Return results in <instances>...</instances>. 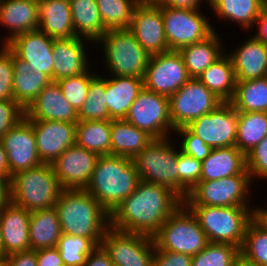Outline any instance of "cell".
<instances>
[{
    "instance_id": "cell-21",
    "label": "cell",
    "mask_w": 267,
    "mask_h": 266,
    "mask_svg": "<svg viewBox=\"0 0 267 266\" xmlns=\"http://www.w3.org/2000/svg\"><path fill=\"white\" fill-rule=\"evenodd\" d=\"M28 120L78 122V112L64 97L56 81H51L25 109Z\"/></svg>"
},
{
    "instance_id": "cell-62",
    "label": "cell",
    "mask_w": 267,
    "mask_h": 266,
    "mask_svg": "<svg viewBox=\"0 0 267 266\" xmlns=\"http://www.w3.org/2000/svg\"><path fill=\"white\" fill-rule=\"evenodd\" d=\"M0 266H7L6 256H0Z\"/></svg>"
},
{
    "instance_id": "cell-13",
    "label": "cell",
    "mask_w": 267,
    "mask_h": 266,
    "mask_svg": "<svg viewBox=\"0 0 267 266\" xmlns=\"http://www.w3.org/2000/svg\"><path fill=\"white\" fill-rule=\"evenodd\" d=\"M101 245L113 264L118 266H152L155 252L153 238L109 228Z\"/></svg>"
},
{
    "instance_id": "cell-41",
    "label": "cell",
    "mask_w": 267,
    "mask_h": 266,
    "mask_svg": "<svg viewBox=\"0 0 267 266\" xmlns=\"http://www.w3.org/2000/svg\"><path fill=\"white\" fill-rule=\"evenodd\" d=\"M240 253L260 266H267V228L256 218L246 229Z\"/></svg>"
},
{
    "instance_id": "cell-20",
    "label": "cell",
    "mask_w": 267,
    "mask_h": 266,
    "mask_svg": "<svg viewBox=\"0 0 267 266\" xmlns=\"http://www.w3.org/2000/svg\"><path fill=\"white\" fill-rule=\"evenodd\" d=\"M34 130L39 157L52 164L66 149L75 145L77 123L29 120Z\"/></svg>"
},
{
    "instance_id": "cell-57",
    "label": "cell",
    "mask_w": 267,
    "mask_h": 266,
    "mask_svg": "<svg viewBox=\"0 0 267 266\" xmlns=\"http://www.w3.org/2000/svg\"><path fill=\"white\" fill-rule=\"evenodd\" d=\"M0 175L11 179V175L9 174V166L6 159V152L3 148V144L0 139Z\"/></svg>"
},
{
    "instance_id": "cell-50",
    "label": "cell",
    "mask_w": 267,
    "mask_h": 266,
    "mask_svg": "<svg viewBox=\"0 0 267 266\" xmlns=\"http://www.w3.org/2000/svg\"><path fill=\"white\" fill-rule=\"evenodd\" d=\"M192 255L155 249L152 266H191Z\"/></svg>"
},
{
    "instance_id": "cell-25",
    "label": "cell",
    "mask_w": 267,
    "mask_h": 266,
    "mask_svg": "<svg viewBox=\"0 0 267 266\" xmlns=\"http://www.w3.org/2000/svg\"><path fill=\"white\" fill-rule=\"evenodd\" d=\"M0 25L8 29L2 44L39 27L38 0H0Z\"/></svg>"
},
{
    "instance_id": "cell-26",
    "label": "cell",
    "mask_w": 267,
    "mask_h": 266,
    "mask_svg": "<svg viewBox=\"0 0 267 266\" xmlns=\"http://www.w3.org/2000/svg\"><path fill=\"white\" fill-rule=\"evenodd\" d=\"M144 88L143 78L134 76H105V96L109 120L125 119L138 94Z\"/></svg>"
},
{
    "instance_id": "cell-60",
    "label": "cell",
    "mask_w": 267,
    "mask_h": 266,
    "mask_svg": "<svg viewBox=\"0 0 267 266\" xmlns=\"http://www.w3.org/2000/svg\"><path fill=\"white\" fill-rule=\"evenodd\" d=\"M160 0H137L138 3L157 4Z\"/></svg>"
},
{
    "instance_id": "cell-47",
    "label": "cell",
    "mask_w": 267,
    "mask_h": 266,
    "mask_svg": "<svg viewBox=\"0 0 267 266\" xmlns=\"http://www.w3.org/2000/svg\"><path fill=\"white\" fill-rule=\"evenodd\" d=\"M0 48V100H14L13 89V52L6 46Z\"/></svg>"
},
{
    "instance_id": "cell-59",
    "label": "cell",
    "mask_w": 267,
    "mask_h": 266,
    "mask_svg": "<svg viewBox=\"0 0 267 266\" xmlns=\"http://www.w3.org/2000/svg\"><path fill=\"white\" fill-rule=\"evenodd\" d=\"M258 207V208H257ZM255 207L254 216L256 219H267V208L260 205Z\"/></svg>"
},
{
    "instance_id": "cell-22",
    "label": "cell",
    "mask_w": 267,
    "mask_h": 266,
    "mask_svg": "<svg viewBox=\"0 0 267 266\" xmlns=\"http://www.w3.org/2000/svg\"><path fill=\"white\" fill-rule=\"evenodd\" d=\"M87 40L81 37L68 39H54L52 57H53V81L60 78L76 76L91 70L88 55L86 54Z\"/></svg>"
},
{
    "instance_id": "cell-55",
    "label": "cell",
    "mask_w": 267,
    "mask_h": 266,
    "mask_svg": "<svg viewBox=\"0 0 267 266\" xmlns=\"http://www.w3.org/2000/svg\"><path fill=\"white\" fill-rule=\"evenodd\" d=\"M204 1L209 5V0H160L157 4L173 8L200 9Z\"/></svg>"
},
{
    "instance_id": "cell-9",
    "label": "cell",
    "mask_w": 267,
    "mask_h": 266,
    "mask_svg": "<svg viewBox=\"0 0 267 266\" xmlns=\"http://www.w3.org/2000/svg\"><path fill=\"white\" fill-rule=\"evenodd\" d=\"M252 183L249 174L200 181L190 190L184 199V204L216 207H251L249 197L251 190L249 189L254 186Z\"/></svg>"
},
{
    "instance_id": "cell-32",
    "label": "cell",
    "mask_w": 267,
    "mask_h": 266,
    "mask_svg": "<svg viewBox=\"0 0 267 266\" xmlns=\"http://www.w3.org/2000/svg\"><path fill=\"white\" fill-rule=\"evenodd\" d=\"M61 227L55 207L30 212V249L57 247L61 237Z\"/></svg>"
},
{
    "instance_id": "cell-24",
    "label": "cell",
    "mask_w": 267,
    "mask_h": 266,
    "mask_svg": "<svg viewBox=\"0 0 267 266\" xmlns=\"http://www.w3.org/2000/svg\"><path fill=\"white\" fill-rule=\"evenodd\" d=\"M229 52L236 81L267 76V46L253 36Z\"/></svg>"
},
{
    "instance_id": "cell-29",
    "label": "cell",
    "mask_w": 267,
    "mask_h": 266,
    "mask_svg": "<svg viewBox=\"0 0 267 266\" xmlns=\"http://www.w3.org/2000/svg\"><path fill=\"white\" fill-rule=\"evenodd\" d=\"M153 140L125 119L111 120V155L134 159Z\"/></svg>"
},
{
    "instance_id": "cell-58",
    "label": "cell",
    "mask_w": 267,
    "mask_h": 266,
    "mask_svg": "<svg viewBox=\"0 0 267 266\" xmlns=\"http://www.w3.org/2000/svg\"><path fill=\"white\" fill-rule=\"evenodd\" d=\"M233 266H260V265L252 260H249L242 253H239L234 259Z\"/></svg>"
},
{
    "instance_id": "cell-44",
    "label": "cell",
    "mask_w": 267,
    "mask_h": 266,
    "mask_svg": "<svg viewBox=\"0 0 267 266\" xmlns=\"http://www.w3.org/2000/svg\"><path fill=\"white\" fill-rule=\"evenodd\" d=\"M94 72H85L76 76L60 78L58 83L62 94L78 112L87 98L90 81L97 75Z\"/></svg>"
},
{
    "instance_id": "cell-10",
    "label": "cell",
    "mask_w": 267,
    "mask_h": 266,
    "mask_svg": "<svg viewBox=\"0 0 267 266\" xmlns=\"http://www.w3.org/2000/svg\"><path fill=\"white\" fill-rule=\"evenodd\" d=\"M202 10L173 8L162 5L164 29L169 50L179 51L183 47L202 41L214 31L209 18Z\"/></svg>"
},
{
    "instance_id": "cell-37",
    "label": "cell",
    "mask_w": 267,
    "mask_h": 266,
    "mask_svg": "<svg viewBox=\"0 0 267 266\" xmlns=\"http://www.w3.org/2000/svg\"><path fill=\"white\" fill-rule=\"evenodd\" d=\"M230 103L237 111L267 112V76L237 81Z\"/></svg>"
},
{
    "instance_id": "cell-15",
    "label": "cell",
    "mask_w": 267,
    "mask_h": 266,
    "mask_svg": "<svg viewBox=\"0 0 267 266\" xmlns=\"http://www.w3.org/2000/svg\"><path fill=\"white\" fill-rule=\"evenodd\" d=\"M237 120L238 111L230 102H222L187 127L212 149L225 148L235 146Z\"/></svg>"
},
{
    "instance_id": "cell-39",
    "label": "cell",
    "mask_w": 267,
    "mask_h": 266,
    "mask_svg": "<svg viewBox=\"0 0 267 266\" xmlns=\"http://www.w3.org/2000/svg\"><path fill=\"white\" fill-rule=\"evenodd\" d=\"M101 20L107 30L129 29L137 0H96Z\"/></svg>"
},
{
    "instance_id": "cell-51",
    "label": "cell",
    "mask_w": 267,
    "mask_h": 266,
    "mask_svg": "<svg viewBox=\"0 0 267 266\" xmlns=\"http://www.w3.org/2000/svg\"><path fill=\"white\" fill-rule=\"evenodd\" d=\"M37 266H65L60 256L59 249L43 248L37 250Z\"/></svg>"
},
{
    "instance_id": "cell-28",
    "label": "cell",
    "mask_w": 267,
    "mask_h": 266,
    "mask_svg": "<svg viewBox=\"0 0 267 266\" xmlns=\"http://www.w3.org/2000/svg\"><path fill=\"white\" fill-rule=\"evenodd\" d=\"M238 174H249L246 155L236 146L213 148L201 162L200 181L218 180Z\"/></svg>"
},
{
    "instance_id": "cell-49",
    "label": "cell",
    "mask_w": 267,
    "mask_h": 266,
    "mask_svg": "<svg viewBox=\"0 0 267 266\" xmlns=\"http://www.w3.org/2000/svg\"><path fill=\"white\" fill-rule=\"evenodd\" d=\"M25 117V110L14 100H0V138Z\"/></svg>"
},
{
    "instance_id": "cell-2",
    "label": "cell",
    "mask_w": 267,
    "mask_h": 266,
    "mask_svg": "<svg viewBox=\"0 0 267 266\" xmlns=\"http://www.w3.org/2000/svg\"><path fill=\"white\" fill-rule=\"evenodd\" d=\"M61 232L90 238L97 246L110 228V213L85 189H63L55 203Z\"/></svg>"
},
{
    "instance_id": "cell-1",
    "label": "cell",
    "mask_w": 267,
    "mask_h": 266,
    "mask_svg": "<svg viewBox=\"0 0 267 266\" xmlns=\"http://www.w3.org/2000/svg\"><path fill=\"white\" fill-rule=\"evenodd\" d=\"M183 203L172 189L140 180L136 189L110 214V227L153 237Z\"/></svg>"
},
{
    "instance_id": "cell-19",
    "label": "cell",
    "mask_w": 267,
    "mask_h": 266,
    "mask_svg": "<svg viewBox=\"0 0 267 266\" xmlns=\"http://www.w3.org/2000/svg\"><path fill=\"white\" fill-rule=\"evenodd\" d=\"M98 158L97 153L74 145L51 165L63 189H85Z\"/></svg>"
},
{
    "instance_id": "cell-23",
    "label": "cell",
    "mask_w": 267,
    "mask_h": 266,
    "mask_svg": "<svg viewBox=\"0 0 267 266\" xmlns=\"http://www.w3.org/2000/svg\"><path fill=\"white\" fill-rule=\"evenodd\" d=\"M30 211L9 202L0 210V229L4 256L30 250Z\"/></svg>"
},
{
    "instance_id": "cell-6",
    "label": "cell",
    "mask_w": 267,
    "mask_h": 266,
    "mask_svg": "<svg viewBox=\"0 0 267 266\" xmlns=\"http://www.w3.org/2000/svg\"><path fill=\"white\" fill-rule=\"evenodd\" d=\"M96 44L103 47L108 75L143 78L150 55L129 29L107 30Z\"/></svg>"
},
{
    "instance_id": "cell-48",
    "label": "cell",
    "mask_w": 267,
    "mask_h": 266,
    "mask_svg": "<svg viewBox=\"0 0 267 266\" xmlns=\"http://www.w3.org/2000/svg\"><path fill=\"white\" fill-rule=\"evenodd\" d=\"M246 169L253 183L255 178L267 180V136L246 154Z\"/></svg>"
},
{
    "instance_id": "cell-27",
    "label": "cell",
    "mask_w": 267,
    "mask_h": 266,
    "mask_svg": "<svg viewBox=\"0 0 267 266\" xmlns=\"http://www.w3.org/2000/svg\"><path fill=\"white\" fill-rule=\"evenodd\" d=\"M39 27L53 39L77 37L69 0H38Z\"/></svg>"
},
{
    "instance_id": "cell-53",
    "label": "cell",
    "mask_w": 267,
    "mask_h": 266,
    "mask_svg": "<svg viewBox=\"0 0 267 266\" xmlns=\"http://www.w3.org/2000/svg\"><path fill=\"white\" fill-rule=\"evenodd\" d=\"M112 264L108 252L99 245L87 256L83 266H111Z\"/></svg>"
},
{
    "instance_id": "cell-33",
    "label": "cell",
    "mask_w": 267,
    "mask_h": 266,
    "mask_svg": "<svg viewBox=\"0 0 267 266\" xmlns=\"http://www.w3.org/2000/svg\"><path fill=\"white\" fill-rule=\"evenodd\" d=\"M209 6L221 22H236L250 32L265 3L263 0H209Z\"/></svg>"
},
{
    "instance_id": "cell-42",
    "label": "cell",
    "mask_w": 267,
    "mask_h": 266,
    "mask_svg": "<svg viewBox=\"0 0 267 266\" xmlns=\"http://www.w3.org/2000/svg\"><path fill=\"white\" fill-rule=\"evenodd\" d=\"M97 247L90 238L62 233L57 248L65 266H83L87 256Z\"/></svg>"
},
{
    "instance_id": "cell-14",
    "label": "cell",
    "mask_w": 267,
    "mask_h": 266,
    "mask_svg": "<svg viewBox=\"0 0 267 266\" xmlns=\"http://www.w3.org/2000/svg\"><path fill=\"white\" fill-rule=\"evenodd\" d=\"M190 78L179 51L170 50L150 56L143 84L150 91L170 97Z\"/></svg>"
},
{
    "instance_id": "cell-4",
    "label": "cell",
    "mask_w": 267,
    "mask_h": 266,
    "mask_svg": "<svg viewBox=\"0 0 267 266\" xmlns=\"http://www.w3.org/2000/svg\"><path fill=\"white\" fill-rule=\"evenodd\" d=\"M11 202L27 211L55 206L63 191L50 163L19 171L10 179Z\"/></svg>"
},
{
    "instance_id": "cell-45",
    "label": "cell",
    "mask_w": 267,
    "mask_h": 266,
    "mask_svg": "<svg viewBox=\"0 0 267 266\" xmlns=\"http://www.w3.org/2000/svg\"><path fill=\"white\" fill-rule=\"evenodd\" d=\"M178 195L184 200L190 190L200 182L201 161L192 156L178 152Z\"/></svg>"
},
{
    "instance_id": "cell-12",
    "label": "cell",
    "mask_w": 267,
    "mask_h": 266,
    "mask_svg": "<svg viewBox=\"0 0 267 266\" xmlns=\"http://www.w3.org/2000/svg\"><path fill=\"white\" fill-rule=\"evenodd\" d=\"M222 101L198 78H190L169 97L170 118L174 129L213 111Z\"/></svg>"
},
{
    "instance_id": "cell-30",
    "label": "cell",
    "mask_w": 267,
    "mask_h": 266,
    "mask_svg": "<svg viewBox=\"0 0 267 266\" xmlns=\"http://www.w3.org/2000/svg\"><path fill=\"white\" fill-rule=\"evenodd\" d=\"M12 95L24 110L52 80L44 73L30 70L29 65L13 53Z\"/></svg>"
},
{
    "instance_id": "cell-63",
    "label": "cell",
    "mask_w": 267,
    "mask_h": 266,
    "mask_svg": "<svg viewBox=\"0 0 267 266\" xmlns=\"http://www.w3.org/2000/svg\"><path fill=\"white\" fill-rule=\"evenodd\" d=\"M257 220L267 228V219H257Z\"/></svg>"
},
{
    "instance_id": "cell-18",
    "label": "cell",
    "mask_w": 267,
    "mask_h": 266,
    "mask_svg": "<svg viewBox=\"0 0 267 266\" xmlns=\"http://www.w3.org/2000/svg\"><path fill=\"white\" fill-rule=\"evenodd\" d=\"M53 42L52 37L37 29L16 35L6 46L27 62L30 70L44 73L53 81Z\"/></svg>"
},
{
    "instance_id": "cell-52",
    "label": "cell",
    "mask_w": 267,
    "mask_h": 266,
    "mask_svg": "<svg viewBox=\"0 0 267 266\" xmlns=\"http://www.w3.org/2000/svg\"><path fill=\"white\" fill-rule=\"evenodd\" d=\"M7 266H37V250H26L6 256Z\"/></svg>"
},
{
    "instance_id": "cell-34",
    "label": "cell",
    "mask_w": 267,
    "mask_h": 266,
    "mask_svg": "<svg viewBox=\"0 0 267 266\" xmlns=\"http://www.w3.org/2000/svg\"><path fill=\"white\" fill-rule=\"evenodd\" d=\"M198 79L222 102H230L236 88L234 67L228 53H223Z\"/></svg>"
},
{
    "instance_id": "cell-31",
    "label": "cell",
    "mask_w": 267,
    "mask_h": 266,
    "mask_svg": "<svg viewBox=\"0 0 267 266\" xmlns=\"http://www.w3.org/2000/svg\"><path fill=\"white\" fill-rule=\"evenodd\" d=\"M215 30L206 39L179 50L191 78H198L225 50Z\"/></svg>"
},
{
    "instance_id": "cell-3",
    "label": "cell",
    "mask_w": 267,
    "mask_h": 266,
    "mask_svg": "<svg viewBox=\"0 0 267 266\" xmlns=\"http://www.w3.org/2000/svg\"><path fill=\"white\" fill-rule=\"evenodd\" d=\"M139 181L133 159L103 155L99 156L85 190L111 214L136 189Z\"/></svg>"
},
{
    "instance_id": "cell-11",
    "label": "cell",
    "mask_w": 267,
    "mask_h": 266,
    "mask_svg": "<svg viewBox=\"0 0 267 266\" xmlns=\"http://www.w3.org/2000/svg\"><path fill=\"white\" fill-rule=\"evenodd\" d=\"M125 120L154 139H163L175 131L170 118L169 97L143 88L131 105Z\"/></svg>"
},
{
    "instance_id": "cell-38",
    "label": "cell",
    "mask_w": 267,
    "mask_h": 266,
    "mask_svg": "<svg viewBox=\"0 0 267 266\" xmlns=\"http://www.w3.org/2000/svg\"><path fill=\"white\" fill-rule=\"evenodd\" d=\"M267 136V112L238 111L235 146L245 155Z\"/></svg>"
},
{
    "instance_id": "cell-17",
    "label": "cell",
    "mask_w": 267,
    "mask_h": 266,
    "mask_svg": "<svg viewBox=\"0 0 267 266\" xmlns=\"http://www.w3.org/2000/svg\"><path fill=\"white\" fill-rule=\"evenodd\" d=\"M129 30L150 56L170 51L165 35L162 5L139 3L134 9Z\"/></svg>"
},
{
    "instance_id": "cell-40",
    "label": "cell",
    "mask_w": 267,
    "mask_h": 266,
    "mask_svg": "<svg viewBox=\"0 0 267 266\" xmlns=\"http://www.w3.org/2000/svg\"><path fill=\"white\" fill-rule=\"evenodd\" d=\"M99 73L90 81L87 98L78 111V121L109 120L105 76Z\"/></svg>"
},
{
    "instance_id": "cell-16",
    "label": "cell",
    "mask_w": 267,
    "mask_h": 266,
    "mask_svg": "<svg viewBox=\"0 0 267 266\" xmlns=\"http://www.w3.org/2000/svg\"><path fill=\"white\" fill-rule=\"evenodd\" d=\"M9 174L41 165L32 123L24 117L1 138Z\"/></svg>"
},
{
    "instance_id": "cell-43",
    "label": "cell",
    "mask_w": 267,
    "mask_h": 266,
    "mask_svg": "<svg viewBox=\"0 0 267 266\" xmlns=\"http://www.w3.org/2000/svg\"><path fill=\"white\" fill-rule=\"evenodd\" d=\"M240 249L232 244L209 242L192 257L191 266H233Z\"/></svg>"
},
{
    "instance_id": "cell-54",
    "label": "cell",
    "mask_w": 267,
    "mask_h": 266,
    "mask_svg": "<svg viewBox=\"0 0 267 266\" xmlns=\"http://www.w3.org/2000/svg\"><path fill=\"white\" fill-rule=\"evenodd\" d=\"M255 25L258 26L257 31L252 36L267 46V5L262 8L259 17L255 20Z\"/></svg>"
},
{
    "instance_id": "cell-36",
    "label": "cell",
    "mask_w": 267,
    "mask_h": 266,
    "mask_svg": "<svg viewBox=\"0 0 267 266\" xmlns=\"http://www.w3.org/2000/svg\"><path fill=\"white\" fill-rule=\"evenodd\" d=\"M75 145L99 156L111 155V120L78 121Z\"/></svg>"
},
{
    "instance_id": "cell-8",
    "label": "cell",
    "mask_w": 267,
    "mask_h": 266,
    "mask_svg": "<svg viewBox=\"0 0 267 266\" xmlns=\"http://www.w3.org/2000/svg\"><path fill=\"white\" fill-rule=\"evenodd\" d=\"M170 138L154 139L133 161L141 181L166 186L178 194L177 160L180 147L178 150Z\"/></svg>"
},
{
    "instance_id": "cell-7",
    "label": "cell",
    "mask_w": 267,
    "mask_h": 266,
    "mask_svg": "<svg viewBox=\"0 0 267 266\" xmlns=\"http://www.w3.org/2000/svg\"><path fill=\"white\" fill-rule=\"evenodd\" d=\"M155 249L197 255L209 243L198 219L183 203L152 237Z\"/></svg>"
},
{
    "instance_id": "cell-35",
    "label": "cell",
    "mask_w": 267,
    "mask_h": 266,
    "mask_svg": "<svg viewBox=\"0 0 267 266\" xmlns=\"http://www.w3.org/2000/svg\"><path fill=\"white\" fill-rule=\"evenodd\" d=\"M69 2L75 34L95 44L107 31L101 20L96 0H69Z\"/></svg>"
},
{
    "instance_id": "cell-5",
    "label": "cell",
    "mask_w": 267,
    "mask_h": 266,
    "mask_svg": "<svg viewBox=\"0 0 267 266\" xmlns=\"http://www.w3.org/2000/svg\"><path fill=\"white\" fill-rule=\"evenodd\" d=\"M198 219L209 242L232 244L241 249L246 229L255 218V207L186 205Z\"/></svg>"
},
{
    "instance_id": "cell-61",
    "label": "cell",
    "mask_w": 267,
    "mask_h": 266,
    "mask_svg": "<svg viewBox=\"0 0 267 266\" xmlns=\"http://www.w3.org/2000/svg\"><path fill=\"white\" fill-rule=\"evenodd\" d=\"M0 256H4V248H3V242H2L1 229H0Z\"/></svg>"
},
{
    "instance_id": "cell-56",
    "label": "cell",
    "mask_w": 267,
    "mask_h": 266,
    "mask_svg": "<svg viewBox=\"0 0 267 266\" xmlns=\"http://www.w3.org/2000/svg\"><path fill=\"white\" fill-rule=\"evenodd\" d=\"M11 201L10 179L0 175V210Z\"/></svg>"
},
{
    "instance_id": "cell-46",
    "label": "cell",
    "mask_w": 267,
    "mask_h": 266,
    "mask_svg": "<svg viewBox=\"0 0 267 266\" xmlns=\"http://www.w3.org/2000/svg\"><path fill=\"white\" fill-rule=\"evenodd\" d=\"M174 133H178L179 136H181L182 141L178 147H180V150L183 153L192 156L201 162L210 155L212 148L205 144L204 141L194 134L187 126L177 128Z\"/></svg>"
}]
</instances>
